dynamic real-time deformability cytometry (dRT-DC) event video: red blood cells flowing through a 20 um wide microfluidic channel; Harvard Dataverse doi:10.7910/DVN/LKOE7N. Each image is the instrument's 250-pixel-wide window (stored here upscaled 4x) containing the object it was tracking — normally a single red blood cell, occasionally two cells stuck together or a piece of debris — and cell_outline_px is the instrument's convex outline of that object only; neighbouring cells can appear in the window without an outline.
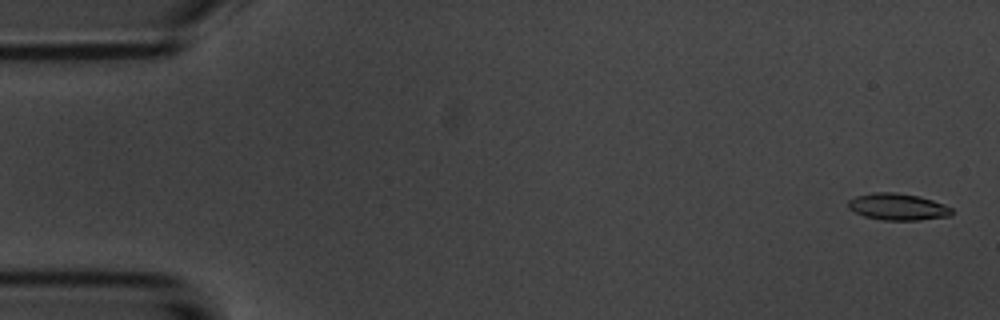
{"species": "common noctule bat (a hibernating species)", "species_latin": "Nyctalus noctula", "temperature_condition": "room temperature", "stored_images_in_passage": 4, "camera_frame_rate_fps": 3000, "um_per_image_px": 0.085, "animal": {"sex": "male", "body_mass_g": 20.1, "forearm_length_mm": 53.5}, "frame": {"image": 1, "passage_image": 1, "time_ms": 0.0, "image_size_px": [1000, 320], "cell_outline_px": [[952, 212], [948, 216], [916, 220], [880, 220], [864, 216], [848, 208], [848, 200], [856, 196], [872, 192], [896, 192], [920, 196], [944, 204], [952, 208]], "centroid_in_image_um": [76.28, 17.57], "position_along_channel_um": 8.7, "area_um2": 16.13}}
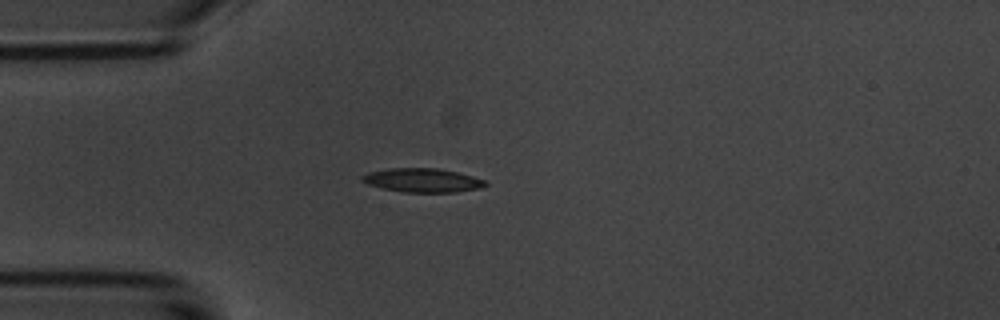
{"frame": {"image": 2, "passage_image": 4, "time_ms": 4.333, "image_size_px": [1000, 320], "cell_outline_px": [[488, 184], [480, 188], [456, 192], [404, 192], [384, 188], [368, 184], [360, 180], [360, 176], [368, 172], [388, 168], [436, 168], [456, 172], [472, 176], [484, 180]], "centroid_in_image_um": [35.88, 15.32], "position_along_channel_um": 49.1, "area_um2": 17.05}}